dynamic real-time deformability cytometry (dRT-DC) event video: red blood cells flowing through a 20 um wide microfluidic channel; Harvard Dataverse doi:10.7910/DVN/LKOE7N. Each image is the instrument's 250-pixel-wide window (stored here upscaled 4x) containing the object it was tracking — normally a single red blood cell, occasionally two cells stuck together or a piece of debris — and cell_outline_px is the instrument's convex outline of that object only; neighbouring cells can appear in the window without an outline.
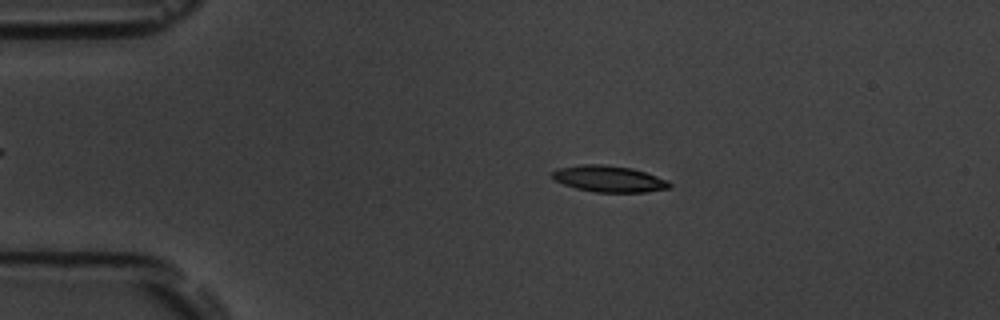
{"species": "common noctule bat (a hibernating species)", "species_latin": "Nyctalus noctula", "temperature_condition": "room temperature", "stored_images_in_passage": 53, "camera_frame_rate_fps": 3000, "um_per_image_px": 0.085, "animal": {"sex": "male", "body_mass_g": 19.5, "forearm_length_mm": 54.6}, "frame": {"image": 1, "passage_image": 10, "time_ms": 3.0, "image_size_px": [1000, 320], "cell_outline_px": [[672, 184], [668, 188], [648, 192], [596, 192], [576, 188], [564, 184], [556, 180], [552, 176], [552, 172], [556, 168], [580, 164], [604, 164], [632, 168], [668, 180]], "centroid_in_image_um": [51.76, 15.19], "position_along_channel_um": 33.2, "area_um2": 17.98}}
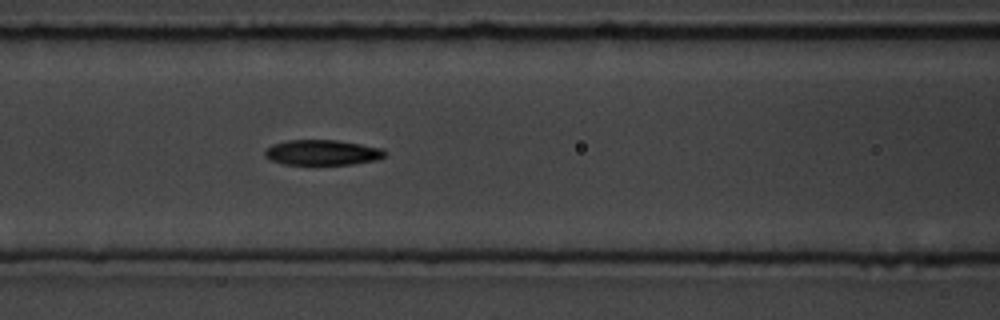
{"frame": {"image": 2, "passage_image": 22, "time_ms": 7.0, "image_size_px": [1000, 320], "cell_outline_px": [[388, 152], [384, 156], [376, 160], [352, 164], [284, 164], [272, 160], [264, 156], [264, 152], [272, 144], [288, 140], [336, 140], [360, 144], [380, 148]], "centroid_in_image_um": [27.39, 12.96], "position_along_channel_um": 139.2, "area_um2": 17.51}}
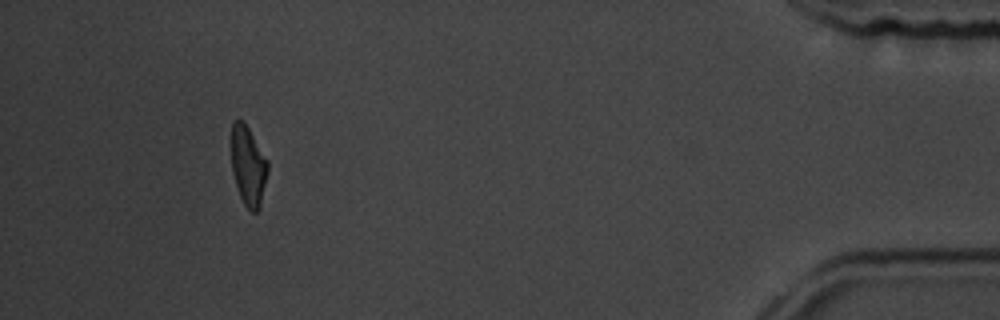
{"frame": {"image": 3, "passage_image": 49, "time_ms": 16.0, "image_size_px": [1000, 320], "cell_outline_px": [[268, 172], [260, 208], [256, 212], [252, 212], [244, 204], [240, 196], [232, 172], [232, 124], [236, 120], [244, 120], [268, 160]], "centroid_in_image_um": [21.12, 14.1], "position_along_channel_um": 414.1, "area_um2": 16.88}, "authors_computed_cell_mechanics": {"area_um2": 17.8602, "velocity_mm_per_s": 3.787, "shape_relaxation_time_tau1_ms": 2.6899, "shape_relaxation_time_tau2_ms": 6.852, "deformation_change_tau1": 0.1895, "deformation_change_tau2": 0.1364}}